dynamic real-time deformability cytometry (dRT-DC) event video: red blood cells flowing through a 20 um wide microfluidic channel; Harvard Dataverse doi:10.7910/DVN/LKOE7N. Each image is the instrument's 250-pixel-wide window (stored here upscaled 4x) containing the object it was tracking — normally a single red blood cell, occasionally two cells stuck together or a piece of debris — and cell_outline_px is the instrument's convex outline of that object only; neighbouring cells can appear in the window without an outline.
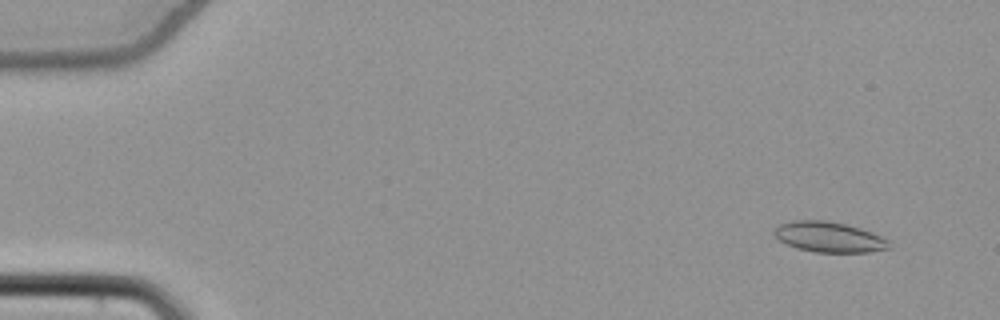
{"species": "common noctule bat (a hibernating species)", "species_latin": "Nyctalus noctula", "temperature_condition": "cold", "stored_images_in_passage": 54, "camera_frame_rate_fps": 3000, "um_per_image_px": 0.085, "animal": {"sex": "female", "body_mass_g": 22.7, "forearm_length_mm": 54.2}, "frame": {"image": 1, "passage_image": 4, "time_ms": 1.0, "image_size_px": [1000, 320], "cell_outline_px": [[892, 248], [868, 252], [816, 252], [796, 248], [780, 240], [772, 232], [780, 224], [792, 220], [828, 220], [860, 228], [872, 232], [888, 240]], "centroid_in_image_um": [70.48, 20.14], "position_along_channel_um": 14.5, "area_um2": 20.29}}
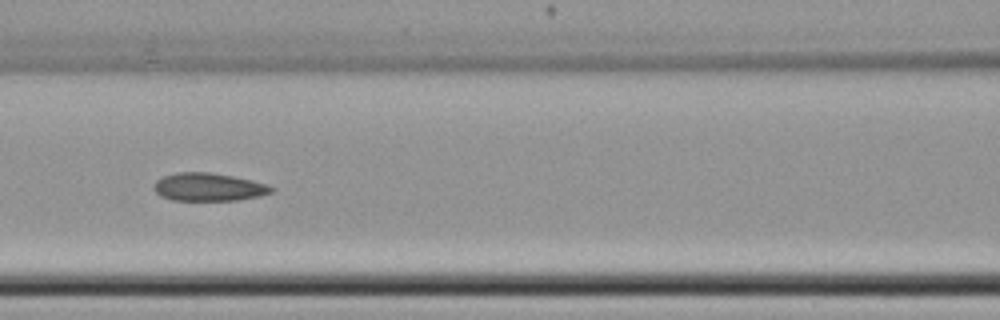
{"frame": {"image": 2, "passage_image": 25, "time_ms": 8.0, "image_size_px": [1000, 320], "cell_outline_px": [[276, 188], [272, 192], [260, 196], [236, 200], [172, 200], [160, 196], [152, 188], [152, 184], [156, 180], [164, 176], [176, 172], [212, 172], [252, 180], [268, 184]], "centroid_in_image_um": [17.72, 15.89], "position_along_channel_um": 148.9, "area_um2": 19.36}}
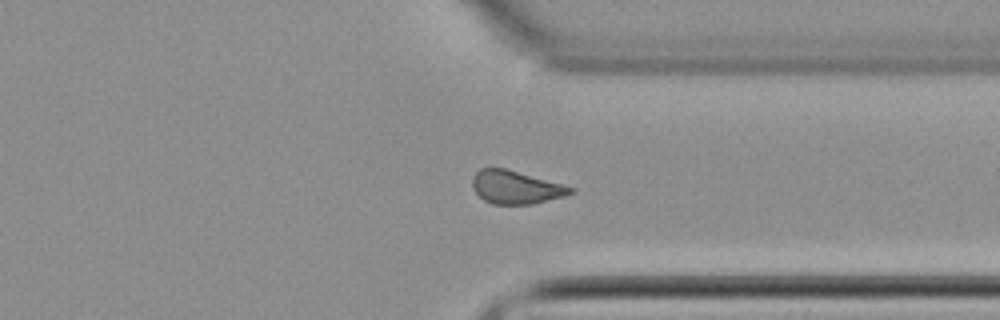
{"frame": {"image": 3, "passage_image": 42, "time_ms": 13.667, "image_size_px": [1000, 320], "cell_outline_px": [[576, 192], [564, 196], [532, 204], [492, 204], [484, 200], [472, 188], [472, 180], [476, 172], [480, 168], [504, 168], [576, 188]], "centroid_in_image_um": [43.85, 15.92], "position_along_channel_um": 367.6, "area_um2": 18.79}, "authors_computed_cell_mechanics": {"area_um2": 19.7387, "velocity_mm_per_s": 3.8548, "shape_relaxation_time_tau1_ms": null, "shape_relaxation_time_tau2_ms": 5.6628, "deformation_change_tau1": null, "deformation_change_tau2": 0.0796}}